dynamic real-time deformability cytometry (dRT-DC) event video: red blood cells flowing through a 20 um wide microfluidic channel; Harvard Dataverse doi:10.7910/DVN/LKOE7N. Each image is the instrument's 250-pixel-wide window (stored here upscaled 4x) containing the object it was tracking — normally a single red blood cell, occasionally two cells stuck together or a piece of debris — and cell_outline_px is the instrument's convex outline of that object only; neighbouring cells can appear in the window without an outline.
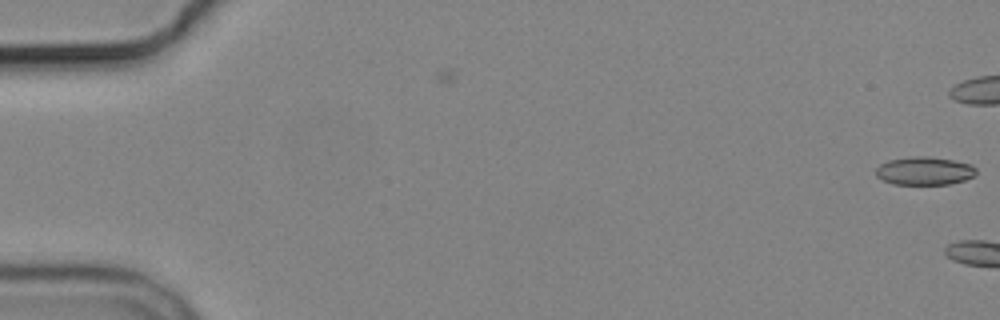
{"species": "common noctule bat (a hibernating species)", "species_latin": "Nyctalus noctula", "temperature_condition": "cold", "stored_images_in_passage": 2, "camera_frame_rate_fps": 3000, "um_per_image_px": 0.085, "animal": {"sex": "male", "body_mass_g": 19.2, "forearm_length_mm": 51.8}, "frame": {"image": 1, "passage_image": 2, "time_ms": 1.0, "image_size_px": [1000, 320], "cell_outline_px": [[976, 176], [964, 180], [948, 184], [892, 184], [876, 176], [876, 168], [880, 164], [888, 160], [912, 156], [928, 156], [952, 160], [972, 164], [976, 168]], "centroid_in_image_um": [78.59, 14.52], "position_along_channel_um": 6.4, "area_um2": 16.53}}